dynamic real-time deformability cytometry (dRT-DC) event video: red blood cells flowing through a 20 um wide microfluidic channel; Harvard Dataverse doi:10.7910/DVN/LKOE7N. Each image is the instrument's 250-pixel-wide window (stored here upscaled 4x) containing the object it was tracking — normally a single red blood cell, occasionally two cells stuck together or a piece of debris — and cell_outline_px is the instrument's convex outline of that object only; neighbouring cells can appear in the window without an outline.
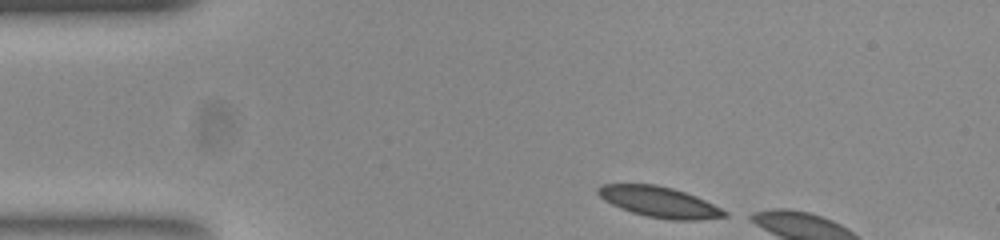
{"species": "common noctule bat (a hibernating species)", "species_latin": "Nyctalus noctula", "temperature_condition": "room temperature", "stored_images_in_passage": 5, "camera_frame_rate_fps": 3000, "um_per_image_px": 0.085, "animal": {"sex": "female", "body_mass_g": 23.0, "forearm_length_mm": 53.4}, "frame": {"image": 1, "passage_image": 1, "time_ms": 0.0, "image_size_px": [1000, 240], "cell_outline_px": [[728, 216], [700, 220], [672, 220], [648, 216], [632, 212], [620, 208], [604, 200], [596, 192], [596, 188], [600, 184], [656, 184], [672, 188], [696, 196], [728, 212]], "centroid_in_image_um": [56.02, 17.16], "position_along_channel_um": 29.0, "area_um2": 22.48}}